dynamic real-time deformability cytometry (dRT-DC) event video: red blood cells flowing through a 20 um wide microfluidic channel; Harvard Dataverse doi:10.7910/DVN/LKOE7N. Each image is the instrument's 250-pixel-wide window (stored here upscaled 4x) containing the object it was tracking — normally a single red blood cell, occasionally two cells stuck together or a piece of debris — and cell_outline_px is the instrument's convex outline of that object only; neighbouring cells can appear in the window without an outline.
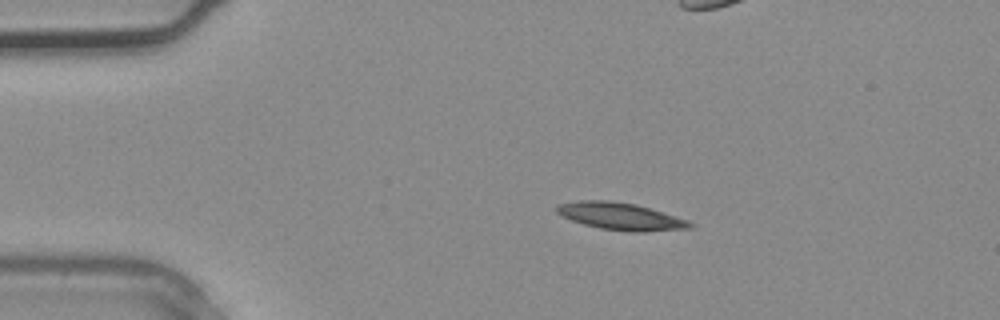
{"species": "common noctule bat (a hibernating species)", "species_latin": "Nyctalus noctula", "temperature_condition": "warm", "stored_images_in_passage": 3, "camera_frame_rate_fps": 3000, "um_per_image_px": 0.085, "animal": {"sex": "male", "body_mass_g": 20.4}, "frame": {"image": 1, "passage_image": 1, "time_ms": 0.0, "image_size_px": [1000, 320], "cell_outline_px": [[696, 224], [692, 228], [644, 232], [628, 232], [600, 228], [584, 224], [572, 220], [556, 212], [556, 204], [580, 200], [608, 200], [636, 204], [688, 220]], "centroid_in_image_um": [52.77, 18.39], "position_along_channel_um": 32.2, "area_um2": 21.15}}